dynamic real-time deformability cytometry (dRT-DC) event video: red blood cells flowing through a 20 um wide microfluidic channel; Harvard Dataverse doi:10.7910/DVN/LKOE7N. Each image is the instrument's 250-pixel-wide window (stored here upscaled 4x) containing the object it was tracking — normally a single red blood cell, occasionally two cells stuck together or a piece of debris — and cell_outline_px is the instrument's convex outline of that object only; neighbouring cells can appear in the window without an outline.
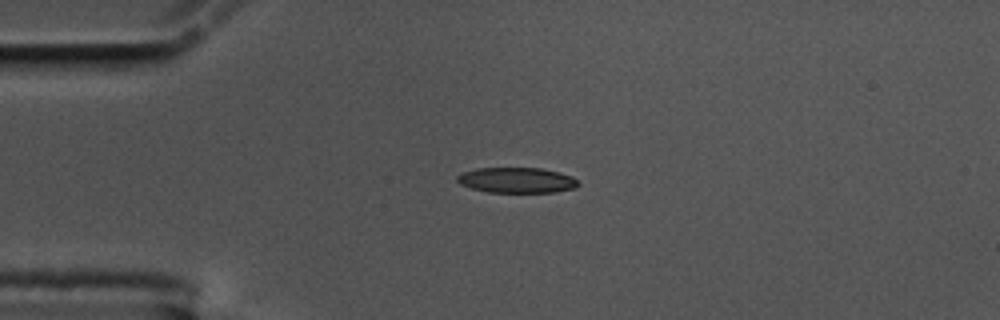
{"species": "common noctule bat (a hibernating species)", "species_latin": "Nyctalus noctula", "temperature_condition": "cold", "stored_images_in_passage": 37, "camera_frame_rate_fps": 3000, "um_per_image_px": 0.085, "animal": {"sex": "male", "body_mass_g": 17.5, "forearm_length_mm": 52.3}, "frame": {"image": 1, "passage_image": 1, "time_ms": 0.0, "image_size_px": [1000, 320], "cell_outline_px": [[580, 184], [576, 188], [556, 192], [488, 192], [472, 188], [460, 184], [456, 180], [456, 176], [464, 172], [476, 168], [540, 168], [560, 172], [572, 176]], "centroid_in_image_um": [43.94, 15.31], "position_along_channel_um": 41.1, "area_um2": 17.98}}
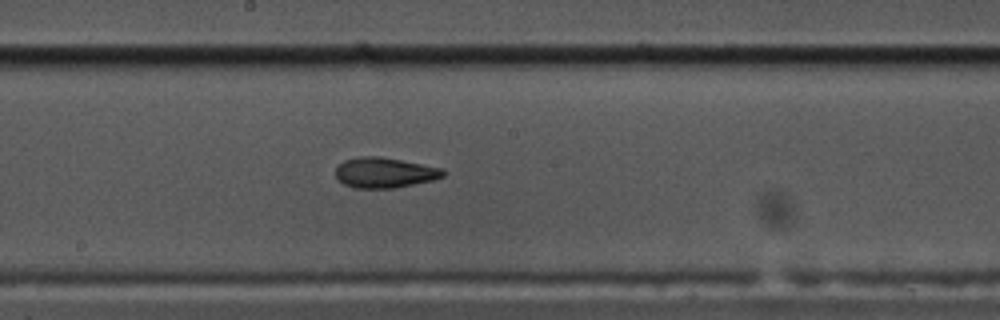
{"frame": {"image": 2, "passage_image": 18, "time_ms": 5.667, "image_size_px": [1000, 320], "cell_outline_px": [[444, 176], [432, 180], [396, 188], [352, 188], [344, 184], [336, 176], [336, 168], [344, 160], [360, 156], [380, 156], [444, 168]], "centroid_in_image_um": [32.69, 14.67], "position_along_channel_um": 215.5, "area_um2": 19.02}}
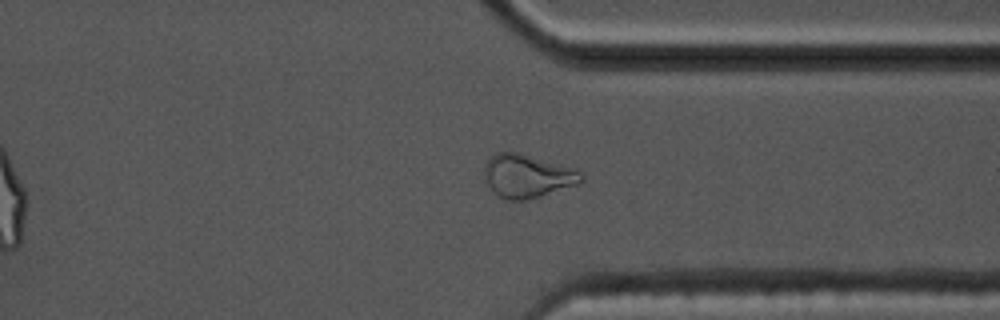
{"frame": {"image": 3, "passage_image": 31, "time_ms": 10.0, "image_size_px": [1000, 320], "cell_outline_px": [[584, 180], [580, 184], [528, 200], [508, 200], [492, 192], [488, 184], [484, 172], [484, 168], [488, 160], [496, 152], [516, 152], [576, 168], [584, 176]], "centroid_in_image_um": [44.87, 14.97], "position_along_channel_um": 366.5, "area_um2": 24.51}, "authors_computed_cell_mechanics": {"area_um2": 19.0162, "velocity_mm_per_s": 3.4935, "shape_relaxation_time_tau1_ms": 7.7532, "shape_relaxation_time_tau2_ms": 4.1761, "deformation_change_tau1": 0.2145, "deformation_change_tau2": 0.119}}